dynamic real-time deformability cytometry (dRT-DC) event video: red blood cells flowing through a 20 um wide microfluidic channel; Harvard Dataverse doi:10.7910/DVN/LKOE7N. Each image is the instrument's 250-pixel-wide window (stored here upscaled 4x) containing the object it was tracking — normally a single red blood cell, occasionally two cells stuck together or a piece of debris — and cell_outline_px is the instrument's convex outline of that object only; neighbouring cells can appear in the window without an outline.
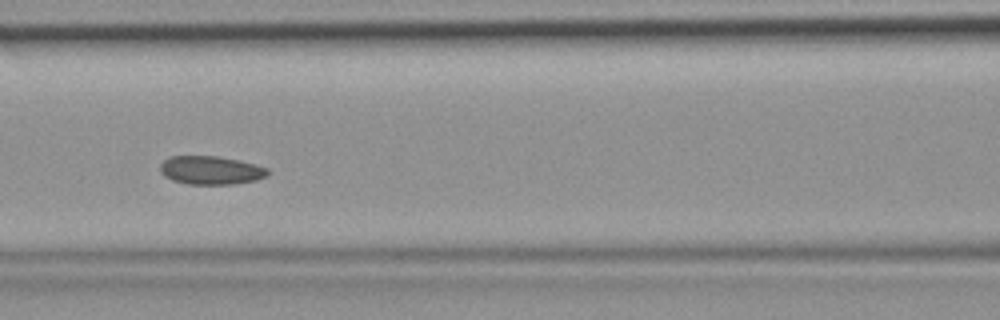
{"species": "common noctule bat (a hibernating species)", "species_latin": "Nyctalus noctula", "temperature_condition": "room temperature", "stored_images_in_passage": 32, "camera_frame_rate_fps": 3000, "um_per_image_px": 0.085, "animal": {"sex": "female", "body_mass_g": 19.9}, "frame": {"image": 1, "passage_image": 14, "time_ms": 4.333, "image_size_px": [1000, 320], "cell_outline_px": [[268, 176], [256, 180], [232, 184], [188, 184], [172, 180], [164, 176], [160, 172], [160, 164], [168, 156], [216, 156], [236, 160], [268, 168]], "centroid_in_image_um": [17.88, 14.47], "position_along_channel_um": 148.7, "area_um2": 17.74}}